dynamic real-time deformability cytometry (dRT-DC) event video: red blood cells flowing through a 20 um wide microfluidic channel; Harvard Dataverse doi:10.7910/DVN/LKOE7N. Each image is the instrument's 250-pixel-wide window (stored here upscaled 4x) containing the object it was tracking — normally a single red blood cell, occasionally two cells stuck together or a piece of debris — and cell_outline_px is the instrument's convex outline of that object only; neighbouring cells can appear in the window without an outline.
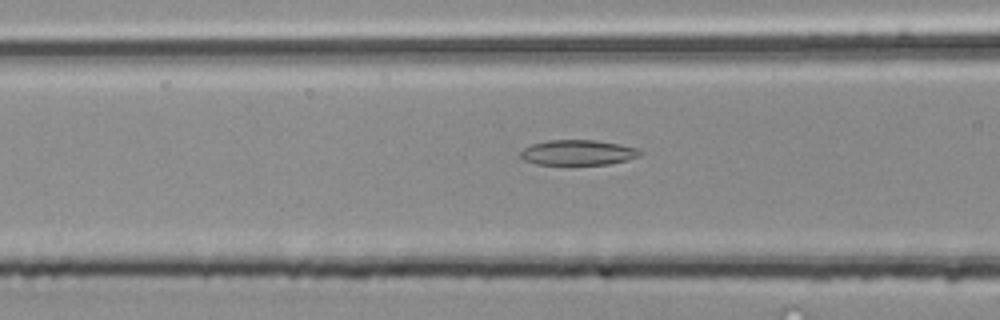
{"species": "common noctule bat (a hibernating species)", "species_latin": "Nyctalus noctula", "temperature_condition": "room temperature", "stored_images_in_passage": 34, "camera_frame_rate_fps": 3000, "um_per_image_px": 0.085, "animal": {"sex": "male", "body_mass_g": 20.4}, "frame": {"image": 1, "passage_image": 11, "time_ms": 3.333, "image_size_px": [1000, 320], "cell_outline_px": [[644, 152], [640, 156], [628, 160], [608, 164], [536, 164], [524, 160], [520, 156], [520, 152], [524, 148], [532, 144], [548, 140], [596, 140], [620, 144], [640, 148]], "centroid_in_image_um": [49.18, 12.96], "position_along_channel_um": 117.4, "area_um2": 17.69}}
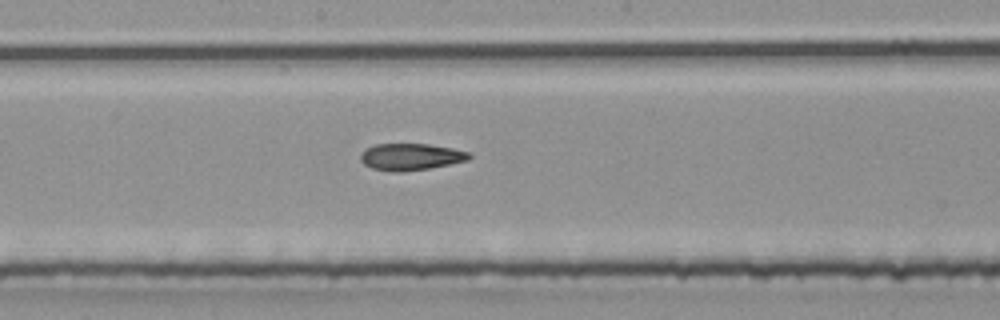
{"frame": {"image": 2, "passage_image": 18, "time_ms": 5.667, "image_size_px": [1000, 320], "cell_outline_px": [[472, 156], [468, 160], [428, 168], [396, 172], [388, 172], [372, 168], [364, 164], [360, 160], [360, 156], [368, 148], [376, 144], [428, 144], [452, 148], [468, 152]], "centroid_in_image_um": [34.9, 13.33], "position_along_channel_um": 213.3, "area_um2": 16.7}}
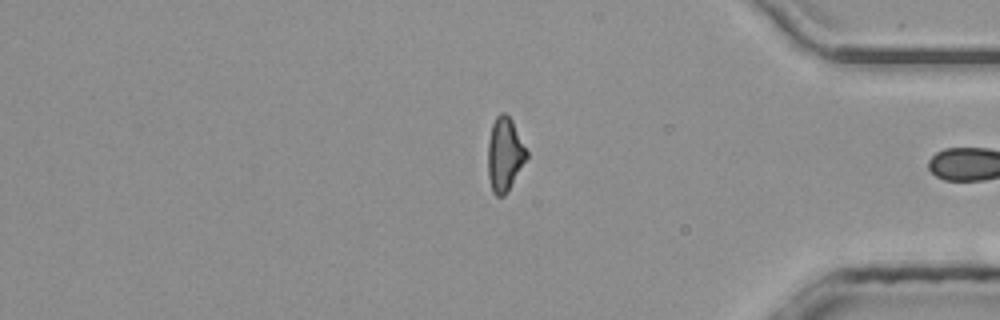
{"frame": {"image": 3, "passage_image": 33, "time_ms": 10.667, "image_size_px": [1000, 320], "cell_outline_px": [[528, 156], [508, 192], [504, 196], [496, 196], [492, 192], [488, 176], [488, 140], [492, 124], [496, 116], [500, 112], [504, 112], [512, 120], [528, 152]], "centroid_in_image_um": [42.89, 13.14], "position_along_channel_um": 392.3, "area_um2": 16.76}}